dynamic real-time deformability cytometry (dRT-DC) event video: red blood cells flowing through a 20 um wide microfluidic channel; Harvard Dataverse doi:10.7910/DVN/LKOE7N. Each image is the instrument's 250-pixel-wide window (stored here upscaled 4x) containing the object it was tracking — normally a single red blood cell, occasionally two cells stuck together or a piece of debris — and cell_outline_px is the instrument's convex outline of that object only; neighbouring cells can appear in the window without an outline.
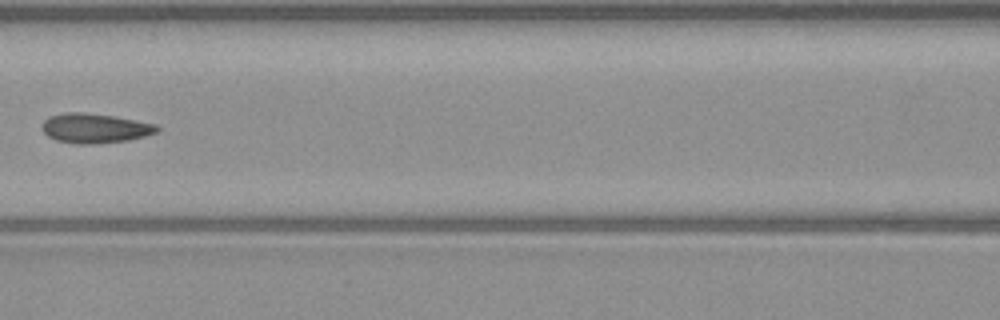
{"species": "common noctule bat (a hibernating species)", "species_latin": "Nyctalus noctula", "temperature_condition": "warm", "stored_images_in_passage": 5, "camera_frame_rate_fps": 3000, "um_per_image_px": 0.085, "animal": {"sex": "male", "body_mass_g": 23.1, "forearm_length_mm": 52.7}, "frame": {"image": 1, "passage_image": 5, "time_ms": 6.333, "image_size_px": [1000, 320], "cell_outline_px": [[160, 128], [156, 132], [144, 136], [128, 140], [96, 144], [72, 144], [56, 140], [48, 136], [40, 128], [44, 120], [48, 116], [64, 112], [84, 112], [112, 116], [156, 124]], "centroid_in_image_um": [8.01, 10.9], "position_along_channel_um": 158.6, "area_um2": 19.94}}